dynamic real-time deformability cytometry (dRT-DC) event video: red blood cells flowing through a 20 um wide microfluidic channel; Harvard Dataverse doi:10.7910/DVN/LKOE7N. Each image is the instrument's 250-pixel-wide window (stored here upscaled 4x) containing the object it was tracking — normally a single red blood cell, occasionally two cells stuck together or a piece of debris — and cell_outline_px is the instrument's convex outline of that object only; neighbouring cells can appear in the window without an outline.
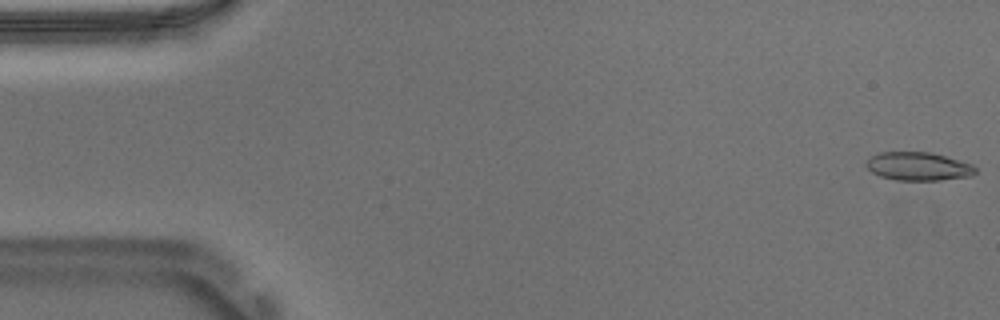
{"species": "Egyptian fruit bat (a non-hibernating species)", "species_latin": "Rousettus aegyptiacus", "temperature_condition": "warm", "stored_images_in_passage": 54, "camera_frame_rate_fps": 3000, "um_per_image_px": 0.085, "animal": {"sex": "male"}, "frame": {"image": 1, "passage_image": 1, "time_ms": 0.0, "image_size_px": [1000, 320], "cell_outline_px": [[976, 172], [972, 176], [940, 180], [896, 180], [880, 176], [872, 172], [864, 164], [872, 156], [880, 152], [932, 152], [972, 164], [976, 168]], "centroid_in_image_um": [78.07, 14.14], "position_along_channel_um": 6.9, "area_um2": 18.03}}
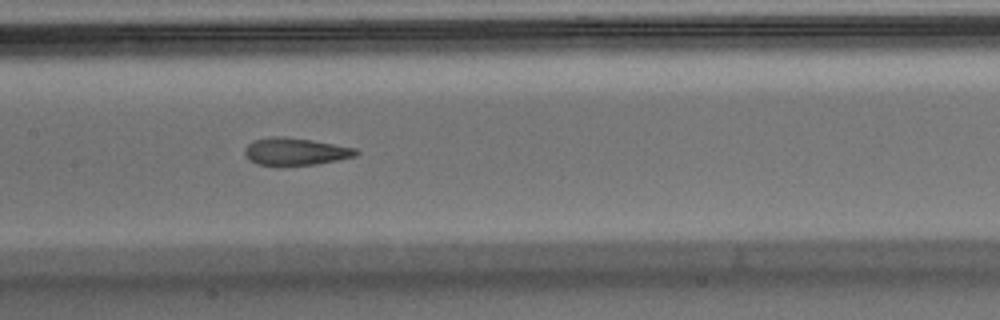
{"frame": {"image": 2, "passage_image": 26, "time_ms": 8.333, "image_size_px": [1000, 320], "cell_outline_px": [[360, 152], [356, 156], [316, 164], [284, 168], [256, 164], [248, 160], [244, 152], [244, 148], [252, 140], [272, 136], [284, 136], [312, 140], [356, 148]], "centroid_in_image_um": [25.05, 12.91], "position_along_channel_um": 182.4, "area_um2": 18.44}}
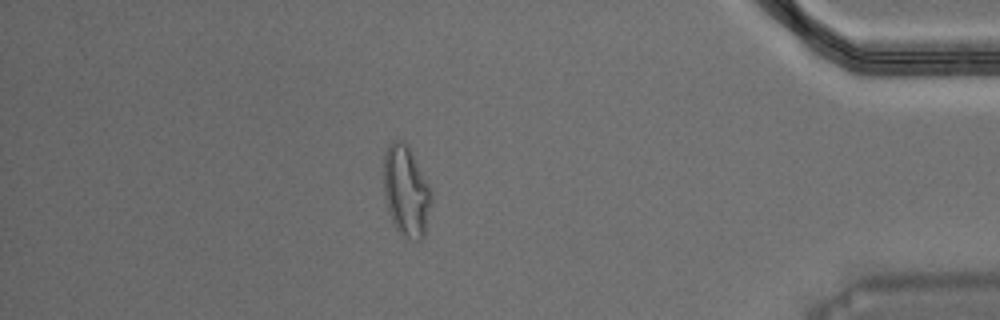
{"frame": {"image": 3, "passage_image": 47, "time_ms": 15.333, "image_size_px": [1000, 320], "cell_outline_px": [[432, 200], [424, 236], [420, 240], [416, 240], [400, 236], [392, 220], [384, 196], [384, 152], [388, 144], [392, 140], [404, 140], [412, 152], [432, 192]], "centroid_in_image_um": [34.52, 16.23], "position_along_channel_um": 400.7, "area_um2": 25.32}, "authors_computed_cell_mechanics": {"area_um2": 18.5538, "velocity_mm_per_s": 3.7112, "shape_relaxation_time_tau1_ms": 7.6274, "shape_relaxation_time_tau2_ms": 1.3322, "deformation_change_tau1": 0.2393, "deformation_change_tau2": 0.082}}